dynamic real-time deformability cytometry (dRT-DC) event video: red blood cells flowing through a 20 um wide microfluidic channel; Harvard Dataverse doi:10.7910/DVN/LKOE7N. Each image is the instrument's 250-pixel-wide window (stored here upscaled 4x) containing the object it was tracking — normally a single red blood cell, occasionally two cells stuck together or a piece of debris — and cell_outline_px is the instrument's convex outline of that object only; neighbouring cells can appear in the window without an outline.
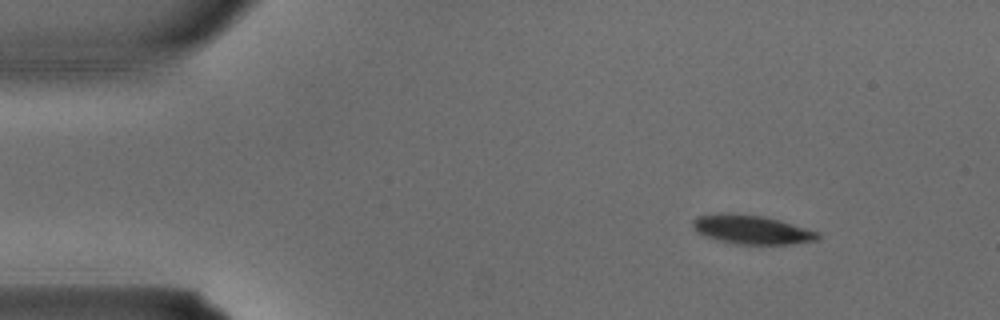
{"species": "common noctule bat (a hibernating species)", "species_latin": "Nyctalus noctula", "temperature_condition": "warm", "stored_images_in_passage": 4, "camera_frame_rate_fps": 3000, "um_per_image_px": 0.085, "animal": {"sex": "male", "body_mass_g": 15.6}, "frame": {"image": 1, "passage_image": 2, "time_ms": 0.333, "image_size_px": [1000, 320], "cell_outline_px": [[820, 240], [792, 244], [736, 244], [716, 240], [704, 236], [696, 232], [692, 224], [692, 220], [696, 216], [720, 212], [732, 212], [764, 216], [780, 220], [820, 232]], "centroid_in_image_um": [63.87, 19.5], "position_along_channel_um": 21.1, "area_um2": 21.62}}
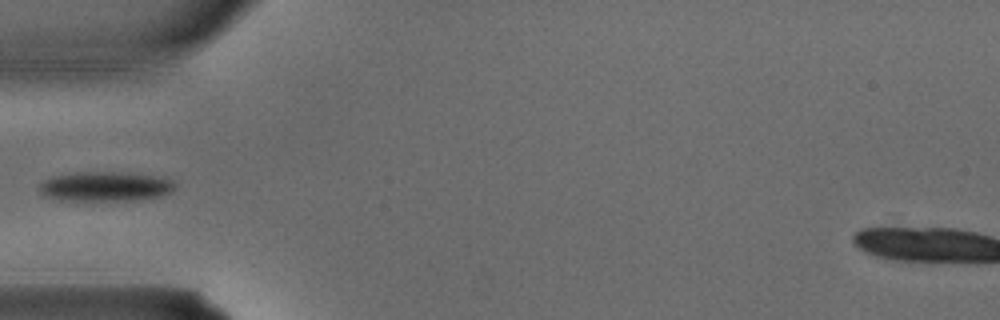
{"frame": {"image": 2, "passage_image": 4, "time_ms": 1.0, "image_size_px": [1000, 320], "cell_outline_px": [[176, 188], [172, 192], [160, 196], [132, 200], [60, 200], [44, 196], [36, 188], [44, 180], [52, 176], [72, 172], [128, 172], [156, 176], [172, 180], [176, 184]], "centroid_in_image_um": [8.93, 15.84], "position_along_channel_um": 76.1, "area_um2": 23.7}}